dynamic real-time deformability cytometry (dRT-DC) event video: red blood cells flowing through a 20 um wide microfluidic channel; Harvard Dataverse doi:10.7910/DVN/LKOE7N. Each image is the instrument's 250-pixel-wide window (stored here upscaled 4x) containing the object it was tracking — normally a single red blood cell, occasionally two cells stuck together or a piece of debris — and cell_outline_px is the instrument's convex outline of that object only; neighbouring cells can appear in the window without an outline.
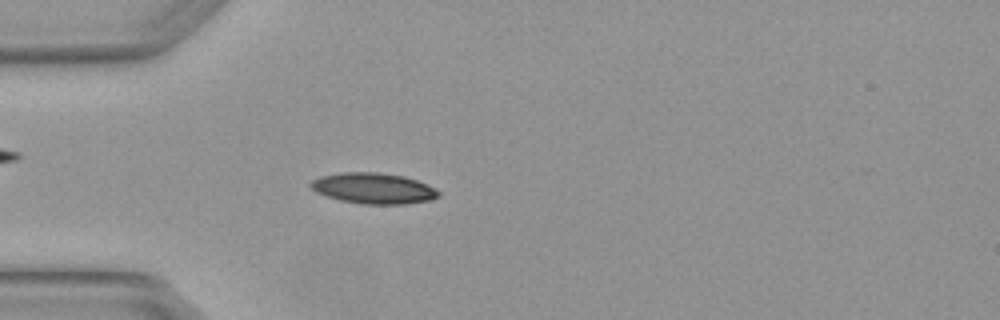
{"species": "Egyptian fruit bat (a non-hibernating species)", "species_latin": "Rousettus aegyptiacus", "temperature_condition": "warm", "stored_images_in_passage": 4, "camera_frame_rate_fps": 3000, "um_per_image_px": 0.085, "animal": {"sex": "female"}, "frame": {"image": 1, "passage_image": 4, "time_ms": 1.0, "image_size_px": [1000, 320], "cell_outline_px": [[440, 196], [432, 200], [408, 204], [360, 204], [340, 200], [316, 192], [308, 188], [308, 184], [312, 180], [320, 176], [344, 172], [376, 172], [404, 176], [428, 184], [436, 188], [440, 192]], "centroid_in_image_um": [31.76, 16.01], "position_along_channel_um": 53.2, "area_um2": 23.24}}